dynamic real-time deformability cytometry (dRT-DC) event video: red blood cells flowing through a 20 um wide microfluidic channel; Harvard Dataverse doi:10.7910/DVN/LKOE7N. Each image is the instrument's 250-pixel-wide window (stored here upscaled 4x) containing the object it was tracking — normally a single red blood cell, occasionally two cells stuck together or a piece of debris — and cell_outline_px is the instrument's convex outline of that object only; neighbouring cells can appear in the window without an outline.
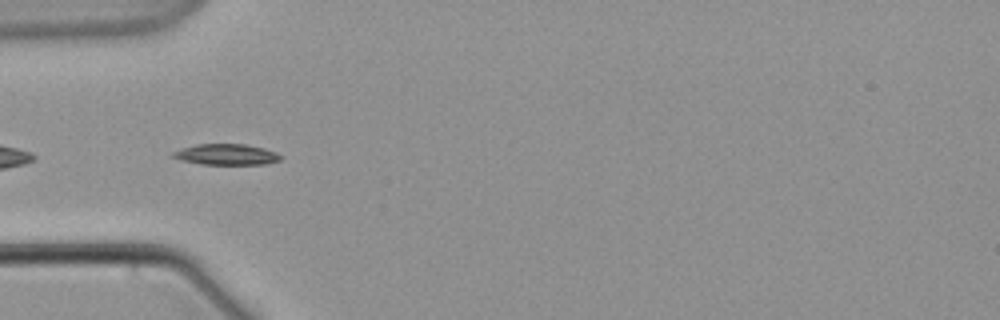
{"species": "common noctule bat (a hibernating species)", "species_latin": "Nyctalus noctula", "temperature_condition": "warm", "stored_images_in_passage": 6, "camera_frame_rate_fps": 3000, "um_per_image_px": 0.085, "animal": {"sex": "male", "body_mass_g": 21.5, "forearm_length_mm": 52.0}, "frame": {"image": 1, "passage_image": 5, "time_ms": 5.667, "image_size_px": [1000, 320], "cell_outline_px": [[284, 156], [280, 160], [264, 164], [200, 164], [180, 160], [168, 156], [172, 152], [196, 144], [244, 144], [264, 148], [276, 152]], "centroid_in_image_um": [19.22, 13.13], "position_along_channel_um": 65.8, "area_um2": 13.18}}